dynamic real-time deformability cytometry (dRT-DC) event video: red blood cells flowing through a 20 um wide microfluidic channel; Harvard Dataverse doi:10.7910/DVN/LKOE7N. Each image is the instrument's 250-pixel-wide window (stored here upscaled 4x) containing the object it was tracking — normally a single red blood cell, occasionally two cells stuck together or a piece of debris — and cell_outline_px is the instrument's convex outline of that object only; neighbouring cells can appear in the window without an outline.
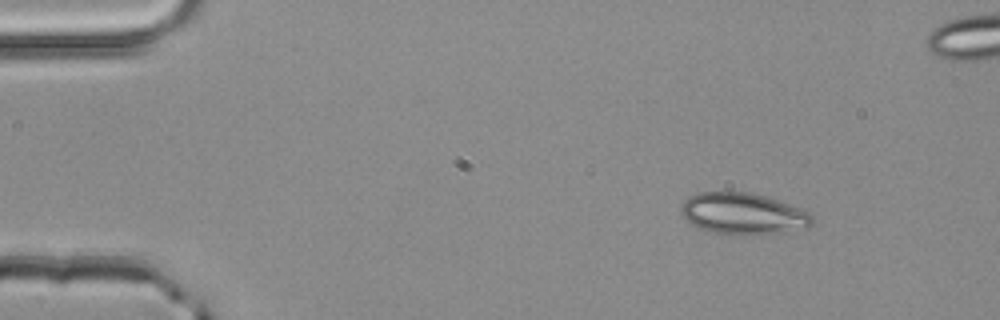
{"species": "common noctule bat (a hibernating species)", "species_latin": "Nyctalus noctula", "temperature_condition": "room temperature", "stored_images_in_passage": 3, "camera_frame_rate_fps": 3000, "um_per_image_px": 0.085, "animal": {"sex": "male", "body_mass_g": 20.4}, "frame": {"image": 1, "passage_image": 1, "time_ms": 0.0, "image_size_px": [1000, 320], "cell_outline_px": [[812, 224], [808, 228], [784, 232], [712, 232], [696, 228], [688, 224], [684, 220], [680, 212], [680, 204], [688, 196], [696, 192], [748, 192], [764, 196], [800, 208], [808, 212], [812, 216]], "centroid_in_image_um": [63.07, 18.13], "position_along_channel_um": 21.9, "area_um2": 31.21}}